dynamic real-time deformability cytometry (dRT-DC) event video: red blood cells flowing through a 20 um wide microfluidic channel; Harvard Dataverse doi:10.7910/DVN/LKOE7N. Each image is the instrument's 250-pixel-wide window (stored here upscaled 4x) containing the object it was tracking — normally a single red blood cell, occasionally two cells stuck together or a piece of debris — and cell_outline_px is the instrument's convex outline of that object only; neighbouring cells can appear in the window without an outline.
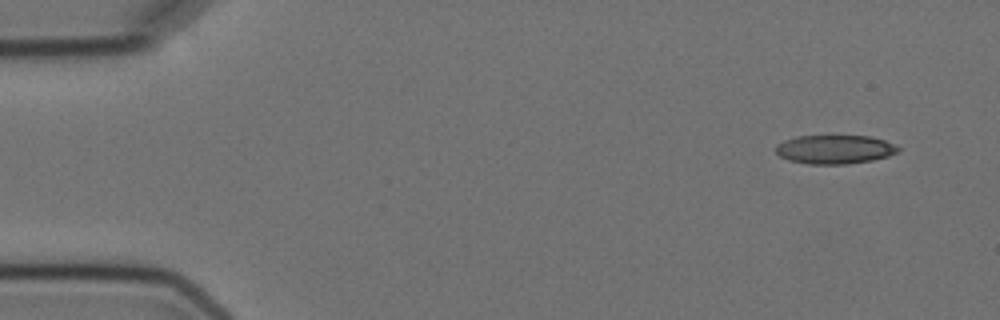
{"species": "Egyptian fruit bat (a non-hibernating species)", "species_latin": "Rousettus aegyptiacus", "temperature_condition": "cold", "stored_images_in_passage": 5, "camera_frame_rate_fps": 3000, "um_per_image_px": 0.085, "animal": {"sex": "female"}, "frame": {"image": 1, "passage_image": 1, "time_ms": 0.0, "image_size_px": [1000, 320], "cell_outline_px": [[900, 152], [888, 156], [872, 160], [848, 164], [808, 164], [788, 160], [780, 156], [776, 152], [776, 144], [784, 140], [796, 136], [872, 136], [896, 144], [900, 148]], "centroid_in_image_um": [70.98, 12.7], "position_along_channel_um": 14.0, "area_um2": 20.75}}
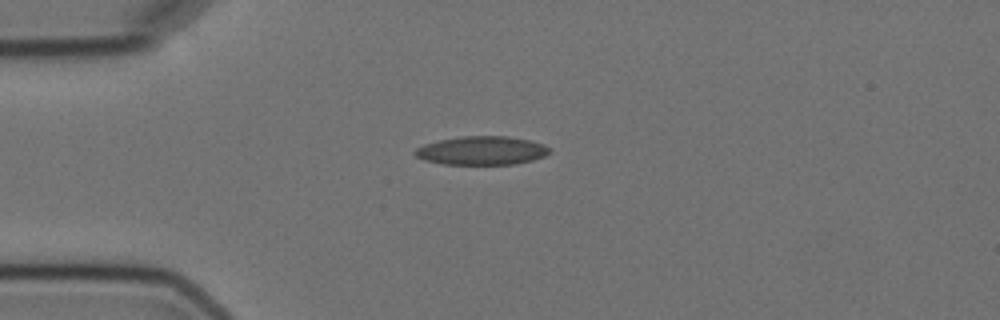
{"frame": {"image": 2, "passage_image": 4, "time_ms": 3.333, "image_size_px": [1000, 320], "cell_outline_px": [[552, 152], [544, 156], [532, 160], [516, 164], [444, 164], [424, 160], [416, 156], [412, 152], [416, 148], [424, 144], [440, 140], [460, 136], [508, 136], [532, 140], [544, 144], [552, 148]], "centroid_in_image_um": [40.99, 12.79], "position_along_channel_um": 44.0, "area_um2": 22.66}}